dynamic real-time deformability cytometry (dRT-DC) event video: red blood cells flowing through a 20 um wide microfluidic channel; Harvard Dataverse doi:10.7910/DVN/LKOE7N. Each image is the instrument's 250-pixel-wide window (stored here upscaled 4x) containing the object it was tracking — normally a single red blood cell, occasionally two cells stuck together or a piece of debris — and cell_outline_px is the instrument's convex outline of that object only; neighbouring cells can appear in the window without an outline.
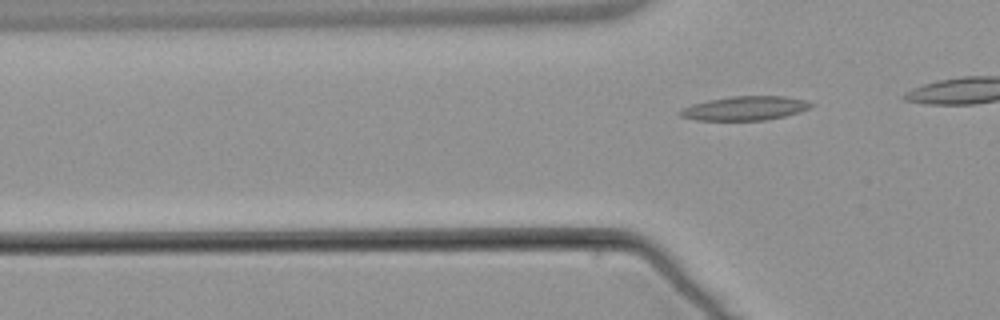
{"species": "common noctule bat (a hibernating species)", "species_latin": "Nyctalus noctula", "temperature_condition": "warm", "stored_images_in_passage": 6, "segment_of_instrument_passage": [2, 2], "camera_frame_rate_fps": 3000, "um_per_image_px": 0.085, "animal": {"sex": "male", "body_mass_g": 21.5, "forearm_length_mm": 52.0}, "frame": {"image": 1, "passage_image": 6, "time_ms": 6.0, "image_size_px": [1000, 320], "cell_outline_px": [[816, 104], [800, 112], [784, 116], [764, 120], [696, 120], [680, 116], [676, 112], [680, 108], [692, 104], [708, 100], [732, 96], [784, 96], [808, 100]], "centroid_in_image_um": [63.31, 9.2], "position_along_channel_um": 62.5, "area_um2": 18.5}}